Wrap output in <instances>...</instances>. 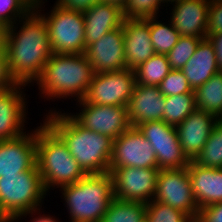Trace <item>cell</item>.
Masks as SVG:
<instances>
[{
    "label": "cell",
    "instance_id": "6da1fadb",
    "mask_svg": "<svg viewBox=\"0 0 222 222\" xmlns=\"http://www.w3.org/2000/svg\"><path fill=\"white\" fill-rule=\"evenodd\" d=\"M0 44L6 51L11 77L27 86L34 85L42 76L53 54L46 22L37 11H31L18 23L2 30Z\"/></svg>",
    "mask_w": 222,
    "mask_h": 222
},
{
    "label": "cell",
    "instance_id": "7a4b0ae2",
    "mask_svg": "<svg viewBox=\"0 0 222 222\" xmlns=\"http://www.w3.org/2000/svg\"><path fill=\"white\" fill-rule=\"evenodd\" d=\"M45 116L44 122L63 140L86 174L109 172L111 138L83 127L70 113L52 109Z\"/></svg>",
    "mask_w": 222,
    "mask_h": 222
},
{
    "label": "cell",
    "instance_id": "3957f363",
    "mask_svg": "<svg viewBox=\"0 0 222 222\" xmlns=\"http://www.w3.org/2000/svg\"><path fill=\"white\" fill-rule=\"evenodd\" d=\"M93 74L84 53H56L50 56L42 76L35 83L42 98L61 100L71 96L79 101L87 94Z\"/></svg>",
    "mask_w": 222,
    "mask_h": 222
},
{
    "label": "cell",
    "instance_id": "277c9868",
    "mask_svg": "<svg viewBox=\"0 0 222 222\" xmlns=\"http://www.w3.org/2000/svg\"><path fill=\"white\" fill-rule=\"evenodd\" d=\"M36 161L47 192L86 175L63 140L44 121L37 127Z\"/></svg>",
    "mask_w": 222,
    "mask_h": 222
},
{
    "label": "cell",
    "instance_id": "5b68a950",
    "mask_svg": "<svg viewBox=\"0 0 222 222\" xmlns=\"http://www.w3.org/2000/svg\"><path fill=\"white\" fill-rule=\"evenodd\" d=\"M71 222H101L114 199L111 173L86 174L73 184L60 187Z\"/></svg>",
    "mask_w": 222,
    "mask_h": 222
},
{
    "label": "cell",
    "instance_id": "8992f818",
    "mask_svg": "<svg viewBox=\"0 0 222 222\" xmlns=\"http://www.w3.org/2000/svg\"><path fill=\"white\" fill-rule=\"evenodd\" d=\"M47 195L37 166L18 175L0 177V212L7 220L42 207Z\"/></svg>",
    "mask_w": 222,
    "mask_h": 222
},
{
    "label": "cell",
    "instance_id": "52a82bcc",
    "mask_svg": "<svg viewBox=\"0 0 222 222\" xmlns=\"http://www.w3.org/2000/svg\"><path fill=\"white\" fill-rule=\"evenodd\" d=\"M53 54H83L86 50L83 11L67 10L56 3L44 14Z\"/></svg>",
    "mask_w": 222,
    "mask_h": 222
},
{
    "label": "cell",
    "instance_id": "ba28073f",
    "mask_svg": "<svg viewBox=\"0 0 222 222\" xmlns=\"http://www.w3.org/2000/svg\"><path fill=\"white\" fill-rule=\"evenodd\" d=\"M135 84L132 69L94 73L83 100L97 105L127 107Z\"/></svg>",
    "mask_w": 222,
    "mask_h": 222
},
{
    "label": "cell",
    "instance_id": "9c48e42d",
    "mask_svg": "<svg viewBox=\"0 0 222 222\" xmlns=\"http://www.w3.org/2000/svg\"><path fill=\"white\" fill-rule=\"evenodd\" d=\"M153 200L184 212L192 221L197 219L199 208L192 192L187 167L159 170Z\"/></svg>",
    "mask_w": 222,
    "mask_h": 222
},
{
    "label": "cell",
    "instance_id": "30bf717a",
    "mask_svg": "<svg viewBox=\"0 0 222 222\" xmlns=\"http://www.w3.org/2000/svg\"><path fill=\"white\" fill-rule=\"evenodd\" d=\"M137 128L153 147L160 170L188 167L190 160L179 143L176 127L160 120L144 122Z\"/></svg>",
    "mask_w": 222,
    "mask_h": 222
},
{
    "label": "cell",
    "instance_id": "8fae6325",
    "mask_svg": "<svg viewBox=\"0 0 222 222\" xmlns=\"http://www.w3.org/2000/svg\"><path fill=\"white\" fill-rule=\"evenodd\" d=\"M81 110L71 116L83 127L105 135L112 140L131 127L128 108L125 106L97 105L83 99L76 101Z\"/></svg>",
    "mask_w": 222,
    "mask_h": 222
},
{
    "label": "cell",
    "instance_id": "7c38bea8",
    "mask_svg": "<svg viewBox=\"0 0 222 222\" xmlns=\"http://www.w3.org/2000/svg\"><path fill=\"white\" fill-rule=\"evenodd\" d=\"M159 168L156 154L137 127H130L113 140L109 173L121 167Z\"/></svg>",
    "mask_w": 222,
    "mask_h": 222
},
{
    "label": "cell",
    "instance_id": "4fadbf2b",
    "mask_svg": "<svg viewBox=\"0 0 222 222\" xmlns=\"http://www.w3.org/2000/svg\"><path fill=\"white\" fill-rule=\"evenodd\" d=\"M159 168H136L131 166L113 169L114 198L147 204L156 193Z\"/></svg>",
    "mask_w": 222,
    "mask_h": 222
},
{
    "label": "cell",
    "instance_id": "5bb4252c",
    "mask_svg": "<svg viewBox=\"0 0 222 222\" xmlns=\"http://www.w3.org/2000/svg\"><path fill=\"white\" fill-rule=\"evenodd\" d=\"M84 54L94 73L126 69L122 25L88 45Z\"/></svg>",
    "mask_w": 222,
    "mask_h": 222
},
{
    "label": "cell",
    "instance_id": "9a60e30c",
    "mask_svg": "<svg viewBox=\"0 0 222 222\" xmlns=\"http://www.w3.org/2000/svg\"><path fill=\"white\" fill-rule=\"evenodd\" d=\"M37 128L12 140L0 141V177L34 169Z\"/></svg>",
    "mask_w": 222,
    "mask_h": 222
},
{
    "label": "cell",
    "instance_id": "2e32d148",
    "mask_svg": "<svg viewBox=\"0 0 222 222\" xmlns=\"http://www.w3.org/2000/svg\"><path fill=\"white\" fill-rule=\"evenodd\" d=\"M25 87V84L17 83L0 92V141L12 140L26 133L24 123H27L28 102L22 90Z\"/></svg>",
    "mask_w": 222,
    "mask_h": 222
},
{
    "label": "cell",
    "instance_id": "e0dca14e",
    "mask_svg": "<svg viewBox=\"0 0 222 222\" xmlns=\"http://www.w3.org/2000/svg\"><path fill=\"white\" fill-rule=\"evenodd\" d=\"M218 120L206 111L195 109L176 127L179 143L190 161L202 151Z\"/></svg>",
    "mask_w": 222,
    "mask_h": 222
},
{
    "label": "cell",
    "instance_id": "ac0fdd59",
    "mask_svg": "<svg viewBox=\"0 0 222 222\" xmlns=\"http://www.w3.org/2000/svg\"><path fill=\"white\" fill-rule=\"evenodd\" d=\"M210 0H179L172 4L170 22L181 36L206 38Z\"/></svg>",
    "mask_w": 222,
    "mask_h": 222
},
{
    "label": "cell",
    "instance_id": "d6986e66",
    "mask_svg": "<svg viewBox=\"0 0 222 222\" xmlns=\"http://www.w3.org/2000/svg\"><path fill=\"white\" fill-rule=\"evenodd\" d=\"M122 27L127 68L134 70L156 54L150 37L149 18H125Z\"/></svg>",
    "mask_w": 222,
    "mask_h": 222
},
{
    "label": "cell",
    "instance_id": "ffe728a7",
    "mask_svg": "<svg viewBox=\"0 0 222 222\" xmlns=\"http://www.w3.org/2000/svg\"><path fill=\"white\" fill-rule=\"evenodd\" d=\"M165 106V96L159 87L135 84L127 106L131 126L163 120Z\"/></svg>",
    "mask_w": 222,
    "mask_h": 222
},
{
    "label": "cell",
    "instance_id": "44dd1931",
    "mask_svg": "<svg viewBox=\"0 0 222 222\" xmlns=\"http://www.w3.org/2000/svg\"><path fill=\"white\" fill-rule=\"evenodd\" d=\"M198 208L222 202V168H210L190 161L187 167Z\"/></svg>",
    "mask_w": 222,
    "mask_h": 222
},
{
    "label": "cell",
    "instance_id": "7402d4cb",
    "mask_svg": "<svg viewBox=\"0 0 222 222\" xmlns=\"http://www.w3.org/2000/svg\"><path fill=\"white\" fill-rule=\"evenodd\" d=\"M86 47L120 27L125 19L119 6L98 2L83 11Z\"/></svg>",
    "mask_w": 222,
    "mask_h": 222
},
{
    "label": "cell",
    "instance_id": "603a6c76",
    "mask_svg": "<svg viewBox=\"0 0 222 222\" xmlns=\"http://www.w3.org/2000/svg\"><path fill=\"white\" fill-rule=\"evenodd\" d=\"M181 71L193 91L219 72L214 47L207 37L200 41L196 51Z\"/></svg>",
    "mask_w": 222,
    "mask_h": 222
},
{
    "label": "cell",
    "instance_id": "cb8c5ba5",
    "mask_svg": "<svg viewBox=\"0 0 222 222\" xmlns=\"http://www.w3.org/2000/svg\"><path fill=\"white\" fill-rule=\"evenodd\" d=\"M196 109L222 119V71L194 90Z\"/></svg>",
    "mask_w": 222,
    "mask_h": 222
},
{
    "label": "cell",
    "instance_id": "d4e9b609",
    "mask_svg": "<svg viewBox=\"0 0 222 222\" xmlns=\"http://www.w3.org/2000/svg\"><path fill=\"white\" fill-rule=\"evenodd\" d=\"M101 222H150L146 216V204L113 199Z\"/></svg>",
    "mask_w": 222,
    "mask_h": 222
},
{
    "label": "cell",
    "instance_id": "484cf974",
    "mask_svg": "<svg viewBox=\"0 0 222 222\" xmlns=\"http://www.w3.org/2000/svg\"><path fill=\"white\" fill-rule=\"evenodd\" d=\"M171 70L167 56L155 54L134 69L136 84L159 87Z\"/></svg>",
    "mask_w": 222,
    "mask_h": 222
},
{
    "label": "cell",
    "instance_id": "4316f807",
    "mask_svg": "<svg viewBox=\"0 0 222 222\" xmlns=\"http://www.w3.org/2000/svg\"><path fill=\"white\" fill-rule=\"evenodd\" d=\"M160 16L149 17L150 37L156 54L167 55L176 45L181 35L169 24L158 21Z\"/></svg>",
    "mask_w": 222,
    "mask_h": 222
},
{
    "label": "cell",
    "instance_id": "83f0119b",
    "mask_svg": "<svg viewBox=\"0 0 222 222\" xmlns=\"http://www.w3.org/2000/svg\"><path fill=\"white\" fill-rule=\"evenodd\" d=\"M163 121L177 127L196 109L194 93L179 94L165 97Z\"/></svg>",
    "mask_w": 222,
    "mask_h": 222
},
{
    "label": "cell",
    "instance_id": "f1b7e54d",
    "mask_svg": "<svg viewBox=\"0 0 222 222\" xmlns=\"http://www.w3.org/2000/svg\"><path fill=\"white\" fill-rule=\"evenodd\" d=\"M194 161L204 167L222 168V119L214 125L207 142Z\"/></svg>",
    "mask_w": 222,
    "mask_h": 222
},
{
    "label": "cell",
    "instance_id": "f546056e",
    "mask_svg": "<svg viewBox=\"0 0 222 222\" xmlns=\"http://www.w3.org/2000/svg\"><path fill=\"white\" fill-rule=\"evenodd\" d=\"M202 39L200 37L181 36L166 55L171 69L181 70L192 57Z\"/></svg>",
    "mask_w": 222,
    "mask_h": 222
},
{
    "label": "cell",
    "instance_id": "4dcf8cb0",
    "mask_svg": "<svg viewBox=\"0 0 222 222\" xmlns=\"http://www.w3.org/2000/svg\"><path fill=\"white\" fill-rule=\"evenodd\" d=\"M146 216L150 222H192L184 212L154 200L146 204Z\"/></svg>",
    "mask_w": 222,
    "mask_h": 222
},
{
    "label": "cell",
    "instance_id": "1f68e13d",
    "mask_svg": "<svg viewBox=\"0 0 222 222\" xmlns=\"http://www.w3.org/2000/svg\"><path fill=\"white\" fill-rule=\"evenodd\" d=\"M162 4L161 0H128L123 9V14L126 19H145L159 16L161 6H165Z\"/></svg>",
    "mask_w": 222,
    "mask_h": 222
},
{
    "label": "cell",
    "instance_id": "d6a6232c",
    "mask_svg": "<svg viewBox=\"0 0 222 222\" xmlns=\"http://www.w3.org/2000/svg\"><path fill=\"white\" fill-rule=\"evenodd\" d=\"M30 12L21 0H0V32L14 25Z\"/></svg>",
    "mask_w": 222,
    "mask_h": 222
},
{
    "label": "cell",
    "instance_id": "836d02e7",
    "mask_svg": "<svg viewBox=\"0 0 222 222\" xmlns=\"http://www.w3.org/2000/svg\"><path fill=\"white\" fill-rule=\"evenodd\" d=\"M161 93L165 96L194 93L187 78L181 70L172 69L159 85Z\"/></svg>",
    "mask_w": 222,
    "mask_h": 222
},
{
    "label": "cell",
    "instance_id": "e575fe53",
    "mask_svg": "<svg viewBox=\"0 0 222 222\" xmlns=\"http://www.w3.org/2000/svg\"><path fill=\"white\" fill-rule=\"evenodd\" d=\"M222 33V0H210L207 35Z\"/></svg>",
    "mask_w": 222,
    "mask_h": 222
},
{
    "label": "cell",
    "instance_id": "d590c367",
    "mask_svg": "<svg viewBox=\"0 0 222 222\" xmlns=\"http://www.w3.org/2000/svg\"><path fill=\"white\" fill-rule=\"evenodd\" d=\"M16 84L8 69L6 51L0 44V92L10 89Z\"/></svg>",
    "mask_w": 222,
    "mask_h": 222
},
{
    "label": "cell",
    "instance_id": "8d00e7d4",
    "mask_svg": "<svg viewBox=\"0 0 222 222\" xmlns=\"http://www.w3.org/2000/svg\"><path fill=\"white\" fill-rule=\"evenodd\" d=\"M196 222H222V202L199 209Z\"/></svg>",
    "mask_w": 222,
    "mask_h": 222
},
{
    "label": "cell",
    "instance_id": "74e56055",
    "mask_svg": "<svg viewBox=\"0 0 222 222\" xmlns=\"http://www.w3.org/2000/svg\"><path fill=\"white\" fill-rule=\"evenodd\" d=\"M100 0H57L55 3L67 10L85 11Z\"/></svg>",
    "mask_w": 222,
    "mask_h": 222
},
{
    "label": "cell",
    "instance_id": "f35d334b",
    "mask_svg": "<svg viewBox=\"0 0 222 222\" xmlns=\"http://www.w3.org/2000/svg\"><path fill=\"white\" fill-rule=\"evenodd\" d=\"M206 37L209 39L214 47L219 71H222V33L206 35Z\"/></svg>",
    "mask_w": 222,
    "mask_h": 222
},
{
    "label": "cell",
    "instance_id": "ab89813d",
    "mask_svg": "<svg viewBox=\"0 0 222 222\" xmlns=\"http://www.w3.org/2000/svg\"><path fill=\"white\" fill-rule=\"evenodd\" d=\"M40 209L41 208L39 207L34 210H30L27 213H25L24 215H22L20 218L10 219V220H7V222H15V221L18 222L21 218H23V217L26 218L27 215L29 216V214L31 215V217H33V215H34V218L32 220H30L31 222H59L53 216L51 217V215H49V214H47V215L46 214L45 215L39 214L38 215L37 213H38V211L40 213V211H41ZM35 213H36V215H38L37 217H35L36 216Z\"/></svg>",
    "mask_w": 222,
    "mask_h": 222
},
{
    "label": "cell",
    "instance_id": "60d3db41",
    "mask_svg": "<svg viewBox=\"0 0 222 222\" xmlns=\"http://www.w3.org/2000/svg\"><path fill=\"white\" fill-rule=\"evenodd\" d=\"M22 3L30 10V11H45L41 10L45 4V0H21Z\"/></svg>",
    "mask_w": 222,
    "mask_h": 222
},
{
    "label": "cell",
    "instance_id": "b9f144b4",
    "mask_svg": "<svg viewBox=\"0 0 222 222\" xmlns=\"http://www.w3.org/2000/svg\"><path fill=\"white\" fill-rule=\"evenodd\" d=\"M127 1L128 0H100V2H103V3H109V4L119 6L121 9L125 8Z\"/></svg>",
    "mask_w": 222,
    "mask_h": 222
},
{
    "label": "cell",
    "instance_id": "7bdbcfd3",
    "mask_svg": "<svg viewBox=\"0 0 222 222\" xmlns=\"http://www.w3.org/2000/svg\"><path fill=\"white\" fill-rule=\"evenodd\" d=\"M175 1H179V0H161V2L165 5V3H166V5H168L169 3L170 4H173Z\"/></svg>",
    "mask_w": 222,
    "mask_h": 222
},
{
    "label": "cell",
    "instance_id": "ee69618b",
    "mask_svg": "<svg viewBox=\"0 0 222 222\" xmlns=\"http://www.w3.org/2000/svg\"><path fill=\"white\" fill-rule=\"evenodd\" d=\"M0 222H7V219L0 212Z\"/></svg>",
    "mask_w": 222,
    "mask_h": 222
}]
</instances>
